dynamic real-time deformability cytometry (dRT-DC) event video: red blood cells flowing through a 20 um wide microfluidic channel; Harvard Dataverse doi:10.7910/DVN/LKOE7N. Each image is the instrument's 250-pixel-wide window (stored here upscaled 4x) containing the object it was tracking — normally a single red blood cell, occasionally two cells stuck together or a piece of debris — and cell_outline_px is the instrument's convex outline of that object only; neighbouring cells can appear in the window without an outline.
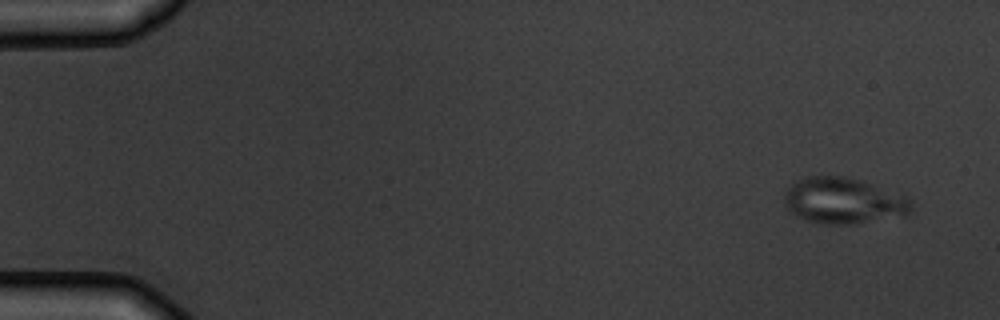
{"species": "common noctule bat (a hibernating species)", "species_latin": "Nyctalus noctula", "temperature_condition": "warm", "stored_images_in_passage": 7, "camera_frame_rate_fps": 3000, "um_per_image_px": 0.085, "animal": {"sex": "male", "body_mass_g": 19.5, "forearm_length_mm": 54.6}, "frame": {"image": 1, "passage_image": 1, "time_ms": 0.0, "image_size_px": [1000, 320], "cell_outline_px": [[912, 212], [904, 216], [856, 224], [824, 224], [808, 220], [796, 216], [788, 208], [784, 200], [784, 192], [796, 180], [808, 176], [844, 176], [860, 180], [908, 196], [912, 200]], "centroid_in_image_um": [71.74, 17.07], "position_along_channel_um": 13.3, "area_um2": 34.33}}